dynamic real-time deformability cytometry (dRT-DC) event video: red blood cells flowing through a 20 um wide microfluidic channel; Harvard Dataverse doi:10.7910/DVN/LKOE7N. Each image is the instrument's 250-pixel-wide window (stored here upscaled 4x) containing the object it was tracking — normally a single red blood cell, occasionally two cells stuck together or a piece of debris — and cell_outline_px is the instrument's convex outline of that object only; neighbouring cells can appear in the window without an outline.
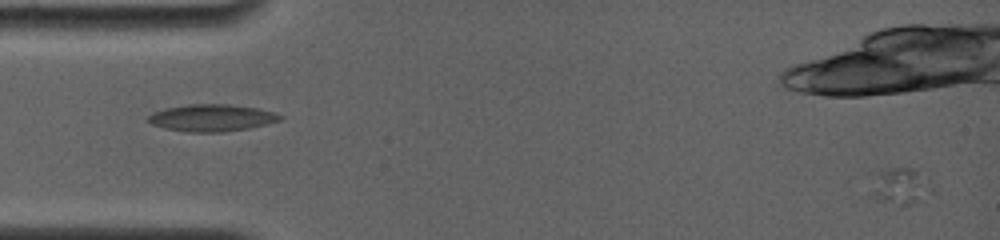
{"species": "common noctule bat (a hibernating species)", "species_latin": "Nyctalus noctula", "temperature_condition": "room temperature", "stored_images_in_passage": 6, "segment_of_instrument_passage": [2, 2], "camera_frame_rate_fps": 4000, "um_per_image_px": 0.085, "animal": {"sex": "female", "body_mass_g": 19.0, "forearm_length_mm": 56.7}, "frame": {"image": 1, "passage_image": 6, "time_ms": 4.75, "image_size_px": [1000, 240], "cell_outline_px": [[924, 192], [908, 204], [900, 208], [876, 200], [872, 196], [876, 172], [892, 168], [912, 168], [916, 172], [924, 188]], "centroid_in_image_um": [76.27, 15.86], "position_along_channel_um": 8.7, "area_um2": 11.33}}